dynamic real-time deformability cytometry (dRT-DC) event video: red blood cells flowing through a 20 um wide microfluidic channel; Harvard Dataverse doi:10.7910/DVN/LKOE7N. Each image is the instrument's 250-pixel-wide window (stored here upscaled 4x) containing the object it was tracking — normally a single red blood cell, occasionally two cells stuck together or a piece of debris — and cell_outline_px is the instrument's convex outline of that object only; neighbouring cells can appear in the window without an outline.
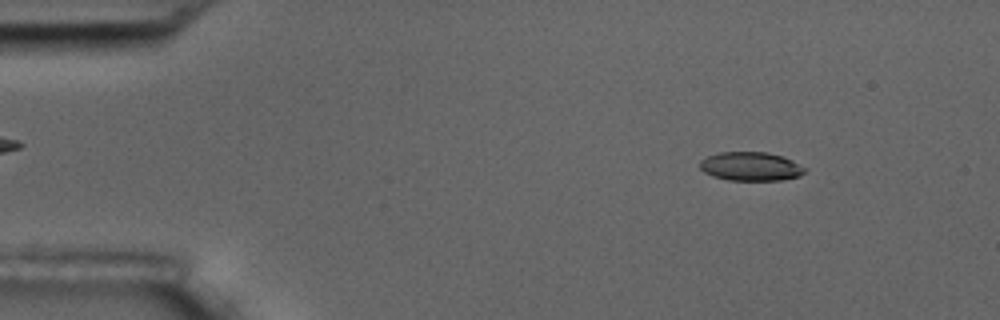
{"species": "common noctule bat (a hibernating species)", "species_latin": "Nyctalus noctula", "temperature_condition": "room temperature", "stored_images_in_passage": 55, "camera_frame_rate_fps": 3000, "um_per_image_px": 0.085, "animal": {"sex": "male", "body_mass_g": 17.5, "forearm_length_mm": 52.3}, "frame": {"image": 1, "passage_image": 6, "time_ms": 1.667, "image_size_px": [1000, 320], "cell_outline_px": [[804, 172], [800, 176], [780, 180], [728, 180], [712, 176], [704, 172], [700, 168], [700, 160], [708, 156], [720, 152], [768, 152], [792, 160], [804, 168]], "centroid_in_image_um": [63.78, 14.14], "position_along_channel_um": 21.2, "area_um2": 17.46}}
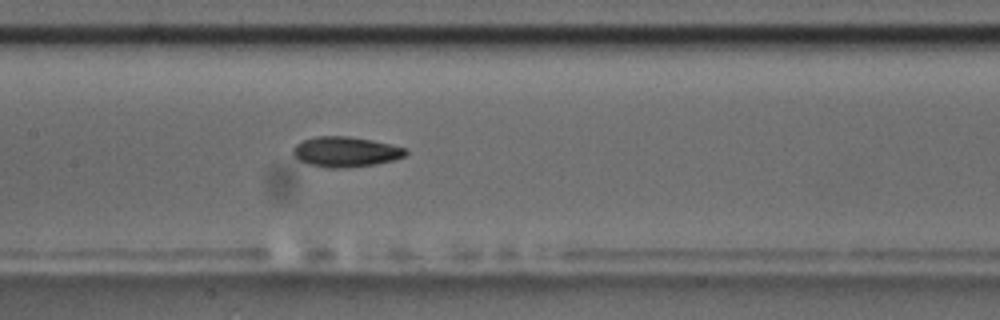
{"frame": {"image": 2, "passage_image": 26, "time_ms": 8.333, "image_size_px": [1000, 320], "cell_outline_px": [[408, 152], [404, 156], [396, 160], [376, 164], [340, 168], [328, 168], [308, 164], [300, 160], [292, 152], [292, 148], [296, 144], [304, 140], [316, 136], [348, 136], [372, 140], [392, 144], [408, 148]], "centroid_in_image_um": [29.42, 12.9], "position_along_channel_um": 178.0, "area_um2": 19.94}}
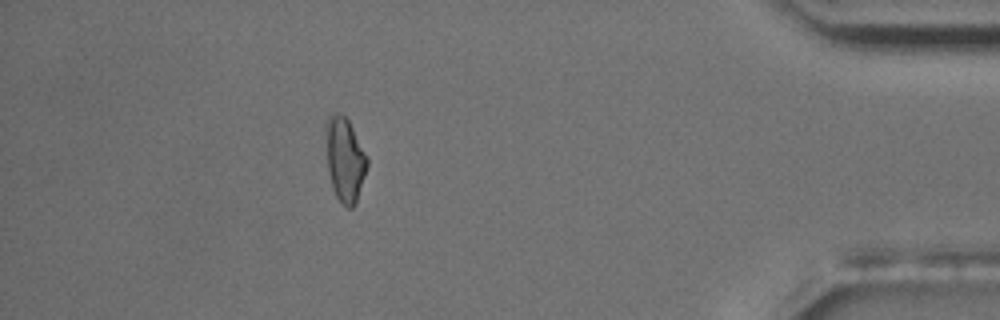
{"frame": {"image": 3, "passage_image": 49, "time_ms": 16.0, "image_size_px": [1000, 320], "cell_outline_px": [[368, 164], [356, 204], [352, 208], [348, 208], [336, 196], [332, 188], [328, 172], [324, 132], [324, 128], [328, 116], [332, 112], [340, 112], [348, 120], [368, 156]], "centroid_in_image_um": [29.29, 13.51], "position_along_channel_um": 405.9, "area_um2": 20.63}, "authors_computed_cell_mechanics": {"area_um2": 19.0162, "velocity_mm_per_s": 3.5976, "shape_relaxation_time_tau1_ms": 3.0906, "shape_relaxation_time_tau2_ms": 11.3244, "deformation_change_tau1": 0.1262, "deformation_change_tau2": 0.2102}}